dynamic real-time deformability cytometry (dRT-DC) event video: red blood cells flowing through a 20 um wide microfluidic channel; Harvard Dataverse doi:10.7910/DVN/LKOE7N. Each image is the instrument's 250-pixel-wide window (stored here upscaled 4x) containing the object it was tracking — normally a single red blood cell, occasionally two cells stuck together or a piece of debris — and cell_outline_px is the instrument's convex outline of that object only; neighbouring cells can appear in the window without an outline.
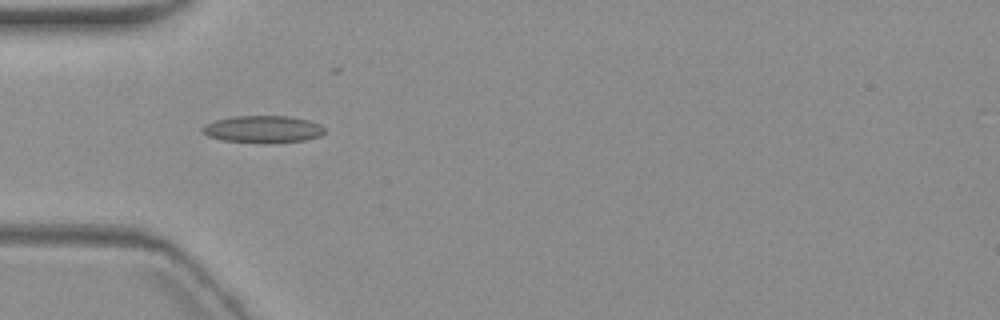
{"species": "common noctule bat (a hibernating species)", "species_latin": "Nyctalus noctula", "temperature_condition": "warm", "stored_images_in_passage": 11, "camera_frame_rate_fps": 3000, "um_per_image_px": 0.085, "animal": {"sex": "female", "body_mass_g": 19.3, "forearm_length_mm": 54.1}, "frame": {"image": 1, "passage_image": 5, "time_ms": 5.667, "image_size_px": [1000, 320], "cell_outline_px": [[324, 132], [320, 136], [304, 140], [268, 144], [260, 144], [224, 140], [208, 136], [200, 132], [200, 128], [204, 124], [216, 120], [232, 116], [288, 116], [308, 120], [320, 124], [324, 128]], "centroid_in_image_um": [22.31, 10.99], "position_along_channel_um": 62.7, "area_um2": 19.65}}
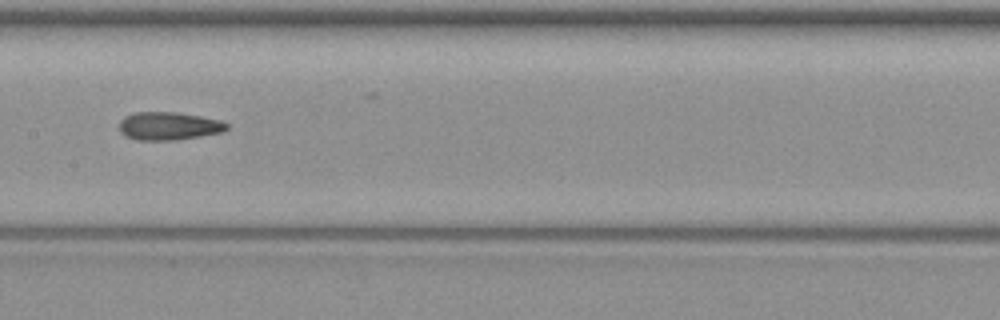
{"frame": {"image": 2, "passage_image": 8, "time_ms": 9.333, "image_size_px": [1000, 320], "cell_outline_px": [[228, 128], [224, 132], [176, 140], [136, 140], [124, 136], [120, 132], [120, 120], [124, 116], [136, 112], [176, 112], [200, 116], [220, 120], [228, 124]], "centroid_in_image_um": [14.33, 10.71], "position_along_channel_um": 193.1, "area_um2": 17.69}}
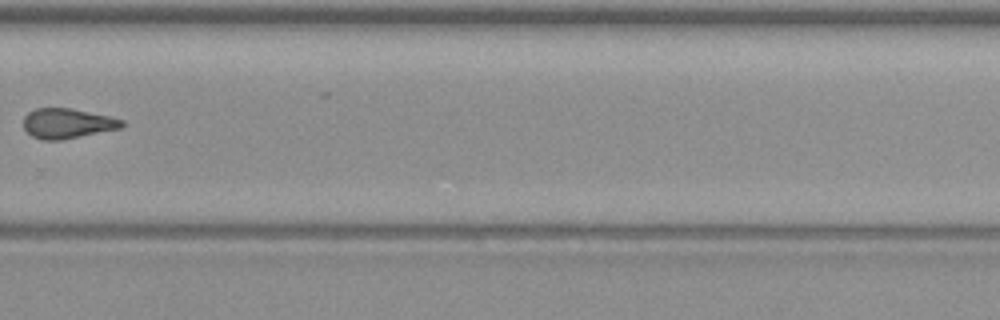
{"frame": {"image": 3, "passage_image": 11, "time_ms": 13.0, "image_size_px": [1000, 320], "cell_outline_px": [[124, 124], [120, 128], [60, 140], [40, 140], [32, 136], [24, 128], [24, 116], [28, 112], [36, 108], [72, 108], [108, 116], [124, 120]], "centroid_in_image_um": [5.69, 10.48], "position_along_channel_um": 324.1, "area_um2": 17.05}}